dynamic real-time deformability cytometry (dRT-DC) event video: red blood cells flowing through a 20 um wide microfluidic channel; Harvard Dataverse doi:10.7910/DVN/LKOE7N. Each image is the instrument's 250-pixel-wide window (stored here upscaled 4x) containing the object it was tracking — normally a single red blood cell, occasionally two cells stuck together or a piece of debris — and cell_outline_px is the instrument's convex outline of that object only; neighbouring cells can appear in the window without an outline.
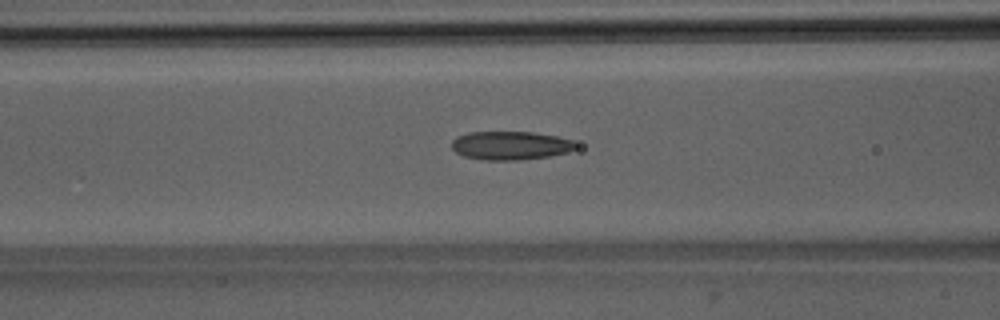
{"species": "Egyptian fruit bat (a non-hibernating species)", "species_latin": "Rousettus aegyptiacus", "temperature_condition": "room temperature", "stored_images_in_passage": 51, "camera_frame_rate_fps": 3000, "um_per_image_px": 0.085, "animal": {"sex": "male"}, "frame": {"image": 1, "passage_image": 21, "time_ms": 6.667, "image_size_px": [1000, 320], "cell_outline_px": [[576, 148], [568, 152], [548, 156], [516, 160], [484, 160], [464, 156], [456, 152], [452, 148], [452, 140], [456, 136], [468, 132], [532, 132], [556, 136], [572, 140], [576, 144]], "centroid_in_image_um": [43.36, 12.36], "position_along_channel_um": 123.2, "area_um2": 20.58}}
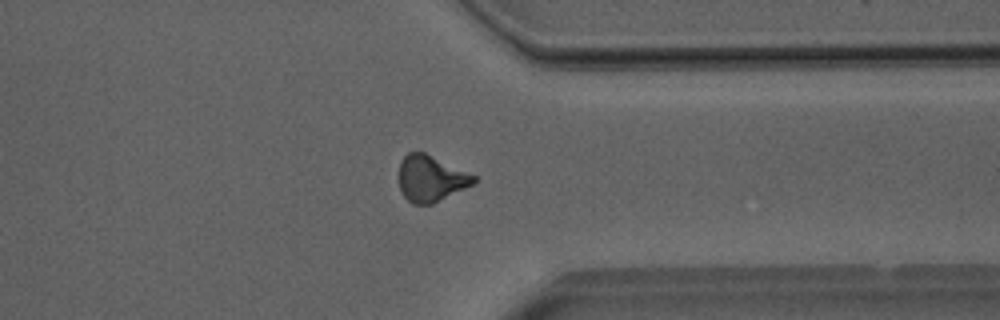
{"frame": {"image": 2, "passage_image": 40, "time_ms": 13.0, "image_size_px": [1000, 320], "cell_outline_px": [[476, 180], [472, 184], [432, 204], [412, 204], [404, 196], [400, 188], [400, 160], [408, 152], [424, 152], [476, 176]], "centroid_in_image_um": [36.59, 15.17], "position_along_channel_um": 374.8, "area_um2": 19.71}}
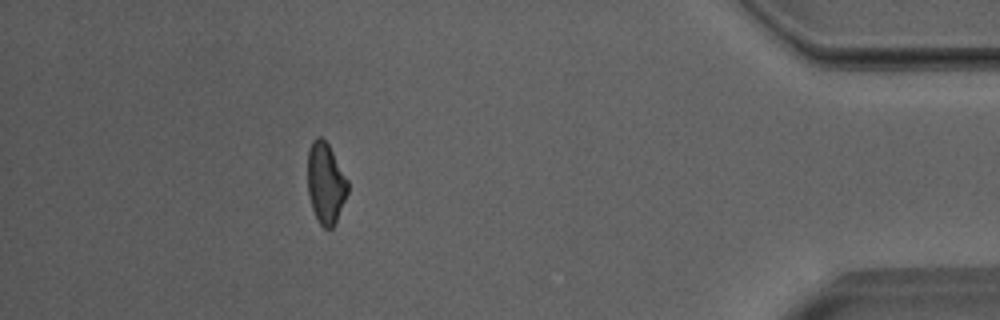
{"frame": {"image": 3, "passage_image": 46, "time_ms": 15.0, "image_size_px": [1000, 320], "cell_outline_px": [[348, 192], [336, 220], [332, 228], [324, 228], [320, 224], [312, 208], [308, 196], [308, 148], [312, 140], [316, 136], [320, 136], [328, 144], [348, 180]], "centroid_in_image_um": [27.67, 15.54], "position_along_channel_um": 407.5, "area_um2": 18.79}, "authors_computed_cell_mechanics": {"area_um2": 20.4034, "velocity_mm_per_s": 4.0214, "shape_relaxation_time_tau1_ms": 7.479, "shape_relaxation_time_tau2_ms": 3.209, "deformation_change_tau1": 0.1898, "deformation_change_tau2": 0.1196}}